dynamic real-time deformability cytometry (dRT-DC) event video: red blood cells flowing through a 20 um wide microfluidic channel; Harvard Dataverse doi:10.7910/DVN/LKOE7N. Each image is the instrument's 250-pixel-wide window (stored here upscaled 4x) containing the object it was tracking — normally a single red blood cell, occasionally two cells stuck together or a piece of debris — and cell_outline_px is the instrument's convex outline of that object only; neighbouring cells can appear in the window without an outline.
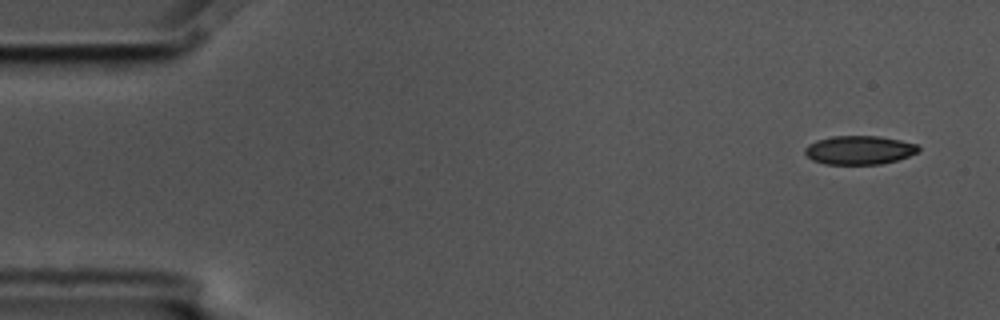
{"species": "common noctule bat (a hibernating species)", "species_latin": "Nyctalus noctula", "temperature_condition": "cold", "stored_images_in_passage": 6, "camera_frame_rate_fps": 3000, "um_per_image_px": 0.085, "animal": {"sex": "male", "body_mass_g": 17.5, "forearm_length_mm": 52.3}, "frame": {"image": 1, "passage_image": 1, "time_ms": 0.0, "image_size_px": [1000, 320], "cell_outline_px": [[920, 152], [896, 160], [880, 164], [824, 164], [812, 160], [804, 152], [804, 148], [808, 144], [816, 140], [832, 136], [880, 136], [900, 140], [916, 144], [920, 148]], "centroid_in_image_um": [73.03, 12.75], "position_along_channel_um": 12.0, "area_um2": 19.07}}
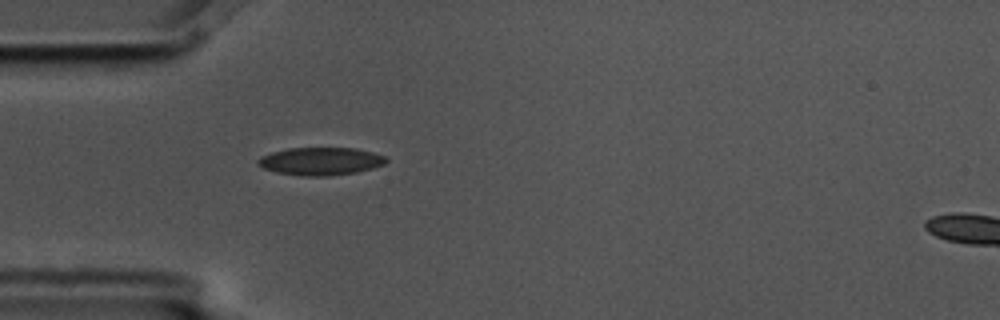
{"frame": {"image": 2, "passage_image": 5, "time_ms": 1.333, "image_size_px": [1000, 320], "cell_outline_px": [[388, 160], [384, 164], [372, 168], [356, 172], [328, 176], [304, 176], [276, 172], [264, 168], [256, 164], [256, 160], [260, 156], [272, 152], [288, 148], [356, 148], [372, 152], [384, 156]], "centroid_in_image_um": [27.22, 13.7], "position_along_channel_um": 57.8, "area_um2": 20.75}}